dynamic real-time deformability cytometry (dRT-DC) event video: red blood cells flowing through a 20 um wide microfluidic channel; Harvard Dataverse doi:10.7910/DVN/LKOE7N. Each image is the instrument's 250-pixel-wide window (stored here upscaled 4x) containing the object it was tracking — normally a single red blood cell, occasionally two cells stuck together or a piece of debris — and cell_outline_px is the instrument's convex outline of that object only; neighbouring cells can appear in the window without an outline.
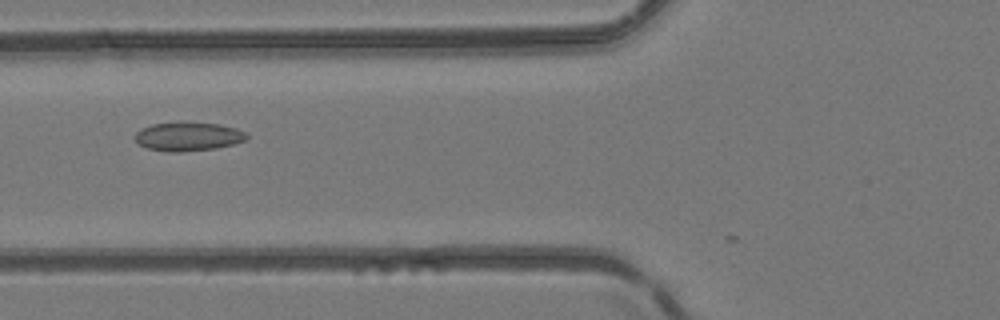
{"species": "common noctule bat (a hibernating species)", "species_latin": "Nyctalus noctula", "temperature_condition": "room temperature", "stored_images_in_passage": 7, "camera_frame_rate_fps": 3000, "um_per_image_px": 0.085, "animal": {"sex": "female", "body_mass_g": 24.6, "forearm_length_mm": 56.2}, "frame": {"image": 1, "passage_image": 7, "time_ms": 6.667, "image_size_px": [1000, 320], "cell_outline_px": [[248, 140], [216, 148], [180, 152], [168, 152], [148, 148], [140, 144], [136, 140], [136, 132], [140, 128], [152, 124], [180, 120], [220, 124], [236, 128], [244, 132], [248, 136]], "centroid_in_image_um": [15.99, 11.57], "position_along_channel_um": 109.8, "area_um2": 19.13}}